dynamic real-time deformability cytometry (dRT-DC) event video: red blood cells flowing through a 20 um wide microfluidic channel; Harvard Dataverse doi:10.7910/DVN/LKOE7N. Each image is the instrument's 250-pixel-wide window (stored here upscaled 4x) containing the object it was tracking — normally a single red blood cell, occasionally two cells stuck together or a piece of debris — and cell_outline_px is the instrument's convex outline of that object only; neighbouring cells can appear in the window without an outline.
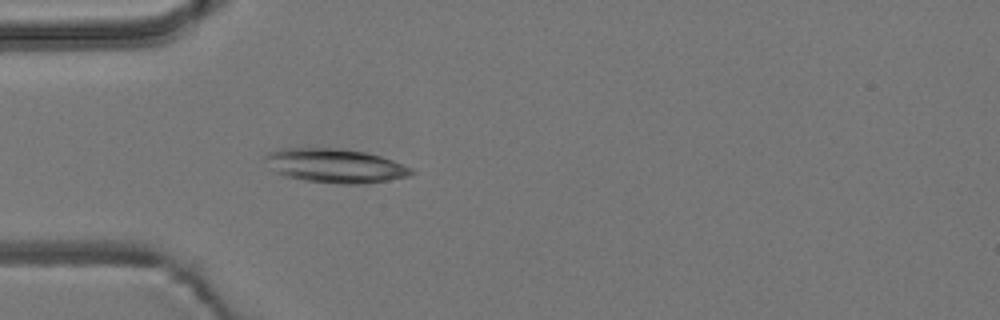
{"species": "common noctule bat (a hibernating species)", "species_latin": "Nyctalus noctula", "temperature_condition": "room temperature", "stored_images_in_passage": 4, "camera_frame_rate_fps": 3000, "um_per_image_px": 0.085, "animal": {"sex": "male", "body_mass_g": 19.2, "forearm_length_mm": 51.8}, "frame": {"image": 1, "passage_image": 4, "time_ms": 3.667, "image_size_px": [1000, 320], "cell_outline_px": [[416, 172], [408, 176], [388, 180], [364, 184], [336, 184], [304, 180], [284, 176], [276, 172], [264, 160], [264, 156], [268, 152], [280, 148], [340, 148], [364, 152], [380, 156], [392, 160], [412, 168]], "centroid_in_image_um": [28.47, 14.09], "position_along_channel_um": 56.5, "area_um2": 29.07}}